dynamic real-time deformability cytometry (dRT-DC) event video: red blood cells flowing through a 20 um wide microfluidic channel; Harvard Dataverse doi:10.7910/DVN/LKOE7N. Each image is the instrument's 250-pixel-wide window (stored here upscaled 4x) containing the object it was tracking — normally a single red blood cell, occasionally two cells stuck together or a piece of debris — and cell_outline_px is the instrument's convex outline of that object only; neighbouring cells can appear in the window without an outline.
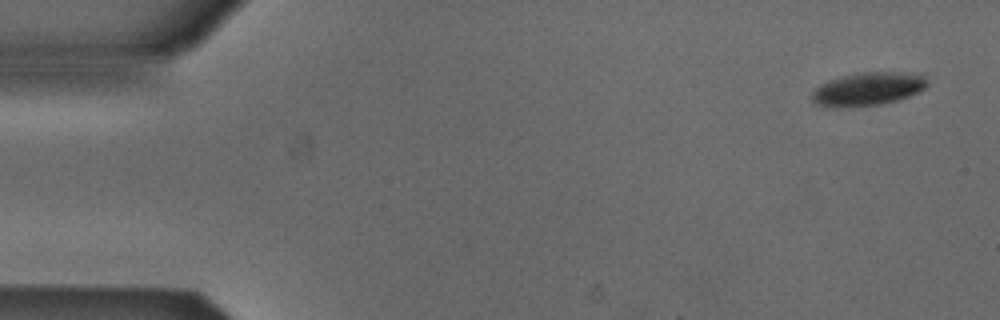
{"species": "Egyptian fruit bat (a non-hibernating species)", "species_latin": "Rousettus aegyptiacus", "temperature_condition": "cold", "stored_images_in_passage": 4, "segment_of_instrument_passage": [2, 2], "camera_frame_rate_fps": 3000, "um_per_image_px": 0.085, "animal": {"sex": "male"}, "frame": {"image": 1, "passage_image": 4, "time_ms": 1.0, "image_size_px": [1000, 320], "cell_outline_px": [[928, 84], [924, 88], [908, 96], [896, 100], [880, 104], [836, 108], [828, 108], [812, 104], [812, 92], [820, 84], [828, 80], [856, 72], [928, 72]], "centroid_in_image_um": [73.78, 7.54], "position_along_channel_um": 11.2, "area_um2": 22.95}}